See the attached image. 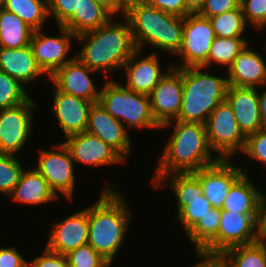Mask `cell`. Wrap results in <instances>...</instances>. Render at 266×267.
<instances>
[{
	"instance_id": "cell-43",
	"label": "cell",
	"mask_w": 266,
	"mask_h": 267,
	"mask_svg": "<svg viewBox=\"0 0 266 267\" xmlns=\"http://www.w3.org/2000/svg\"><path fill=\"white\" fill-rule=\"evenodd\" d=\"M28 262L16 247L0 248V267H28Z\"/></svg>"
},
{
	"instance_id": "cell-37",
	"label": "cell",
	"mask_w": 266,
	"mask_h": 267,
	"mask_svg": "<svg viewBox=\"0 0 266 267\" xmlns=\"http://www.w3.org/2000/svg\"><path fill=\"white\" fill-rule=\"evenodd\" d=\"M244 20L250 23L255 30H264L266 27V0H241Z\"/></svg>"
},
{
	"instance_id": "cell-2",
	"label": "cell",
	"mask_w": 266,
	"mask_h": 267,
	"mask_svg": "<svg viewBox=\"0 0 266 267\" xmlns=\"http://www.w3.org/2000/svg\"><path fill=\"white\" fill-rule=\"evenodd\" d=\"M122 194L105 184L99 200L88 206V244L111 264L124 243L132 214Z\"/></svg>"
},
{
	"instance_id": "cell-45",
	"label": "cell",
	"mask_w": 266,
	"mask_h": 267,
	"mask_svg": "<svg viewBox=\"0 0 266 267\" xmlns=\"http://www.w3.org/2000/svg\"><path fill=\"white\" fill-rule=\"evenodd\" d=\"M99 4L103 5L114 16L120 14L124 16L129 5L130 0H96Z\"/></svg>"
},
{
	"instance_id": "cell-28",
	"label": "cell",
	"mask_w": 266,
	"mask_h": 267,
	"mask_svg": "<svg viewBox=\"0 0 266 267\" xmlns=\"http://www.w3.org/2000/svg\"><path fill=\"white\" fill-rule=\"evenodd\" d=\"M221 209L212 208L188 233L195 245V253L216 257V235L220 225Z\"/></svg>"
},
{
	"instance_id": "cell-13",
	"label": "cell",
	"mask_w": 266,
	"mask_h": 267,
	"mask_svg": "<svg viewBox=\"0 0 266 267\" xmlns=\"http://www.w3.org/2000/svg\"><path fill=\"white\" fill-rule=\"evenodd\" d=\"M182 95V68L169 64L165 75L149 94L152 113L160 127L178 118Z\"/></svg>"
},
{
	"instance_id": "cell-3",
	"label": "cell",
	"mask_w": 266,
	"mask_h": 267,
	"mask_svg": "<svg viewBox=\"0 0 266 267\" xmlns=\"http://www.w3.org/2000/svg\"><path fill=\"white\" fill-rule=\"evenodd\" d=\"M112 17L106 24L76 36L84 45L76 57L96 72L122 70L123 65L137 50L127 19L115 22Z\"/></svg>"
},
{
	"instance_id": "cell-35",
	"label": "cell",
	"mask_w": 266,
	"mask_h": 267,
	"mask_svg": "<svg viewBox=\"0 0 266 267\" xmlns=\"http://www.w3.org/2000/svg\"><path fill=\"white\" fill-rule=\"evenodd\" d=\"M24 170L16 155L0 154V193L8 197Z\"/></svg>"
},
{
	"instance_id": "cell-25",
	"label": "cell",
	"mask_w": 266,
	"mask_h": 267,
	"mask_svg": "<svg viewBox=\"0 0 266 267\" xmlns=\"http://www.w3.org/2000/svg\"><path fill=\"white\" fill-rule=\"evenodd\" d=\"M8 197L18 203L30 205H41L58 200L47 181L34 168L23 171L19 182Z\"/></svg>"
},
{
	"instance_id": "cell-44",
	"label": "cell",
	"mask_w": 266,
	"mask_h": 267,
	"mask_svg": "<svg viewBox=\"0 0 266 267\" xmlns=\"http://www.w3.org/2000/svg\"><path fill=\"white\" fill-rule=\"evenodd\" d=\"M256 234L258 241H266V195L262 191L258 202Z\"/></svg>"
},
{
	"instance_id": "cell-40",
	"label": "cell",
	"mask_w": 266,
	"mask_h": 267,
	"mask_svg": "<svg viewBox=\"0 0 266 267\" xmlns=\"http://www.w3.org/2000/svg\"><path fill=\"white\" fill-rule=\"evenodd\" d=\"M240 2L241 0H205L198 14L210 18L239 7Z\"/></svg>"
},
{
	"instance_id": "cell-17",
	"label": "cell",
	"mask_w": 266,
	"mask_h": 267,
	"mask_svg": "<svg viewBox=\"0 0 266 267\" xmlns=\"http://www.w3.org/2000/svg\"><path fill=\"white\" fill-rule=\"evenodd\" d=\"M257 214H241L221 210L220 225L216 235V257L225 250L258 241Z\"/></svg>"
},
{
	"instance_id": "cell-47",
	"label": "cell",
	"mask_w": 266,
	"mask_h": 267,
	"mask_svg": "<svg viewBox=\"0 0 266 267\" xmlns=\"http://www.w3.org/2000/svg\"><path fill=\"white\" fill-rule=\"evenodd\" d=\"M183 1L189 13H198L205 2V0H183Z\"/></svg>"
},
{
	"instance_id": "cell-15",
	"label": "cell",
	"mask_w": 266,
	"mask_h": 267,
	"mask_svg": "<svg viewBox=\"0 0 266 267\" xmlns=\"http://www.w3.org/2000/svg\"><path fill=\"white\" fill-rule=\"evenodd\" d=\"M63 143L76 163L99 167L126 162L112 147L87 131L70 135Z\"/></svg>"
},
{
	"instance_id": "cell-10",
	"label": "cell",
	"mask_w": 266,
	"mask_h": 267,
	"mask_svg": "<svg viewBox=\"0 0 266 267\" xmlns=\"http://www.w3.org/2000/svg\"><path fill=\"white\" fill-rule=\"evenodd\" d=\"M55 148L58 150L55 151ZM54 149L51 151L39 149L38 164L34 169L47 181L49 188L58 199L63 194L73 202L76 182L74 161L63 142L55 145Z\"/></svg>"
},
{
	"instance_id": "cell-24",
	"label": "cell",
	"mask_w": 266,
	"mask_h": 267,
	"mask_svg": "<svg viewBox=\"0 0 266 267\" xmlns=\"http://www.w3.org/2000/svg\"><path fill=\"white\" fill-rule=\"evenodd\" d=\"M0 70L19 81L24 87L46 75L38 66L30 45L22 48L0 47Z\"/></svg>"
},
{
	"instance_id": "cell-9",
	"label": "cell",
	"mask_w": 266,
	"mask_h": 267,
	"mask_svg": "<svg viewBox=\"0 0 266 267\" xmlns=\"http://www.w3.org/2000/svg\"><path fill=\"white\" fill-rule=\"evenodd\" d=\"M215 33L209 18L198 13H189L184 17L181 46L175 54L181 60L175 68L201 67L207 62L210 46Z\"/></svg>"
},
{
	"instance_id": "cell-27",
	"label": "cell",
	"mask_w": 266,
	"mask_h": 267,
	"mask_svg": "<svg viewBox=\"0 0 266 267\" xmlns=\"http://www.w3.org/2000/svg\"><path fill=\"white\" fill-rule=\"evenodd\" d=\"M248 170L232 185L221 210L241 214H257L258 202L261 195L249 178Z\"/></svg>"
},
{
	"instance_id": "cell-48",
	"label": "cell",
	"mask_w": 266,
	"mask_h": 267,
	"mask_svg": "<svg viewBox=\"0 0 266 267\" xmlns=\"http://www.w3.org/2000/svg\"><path fill=\"white\" fill-rule=\"evenodd\" d=\"M202 267H225L217 257L202 255Z\"/></svg>"
},
{
	"instance_id": "cell-19",
	"label": "cell",
	"mask_w": 266,
	"mask_h": 267,
	"mask_svg": "<svg viewBox=\"0 0 266 267\" xmlns=\"http://www.w3.org/2000/svg\"><path fill=\"white\" fill-rule=\"evenodd\" d=\"M97 73L83 64L76 56L59 68L48 80L62 92L97 103L100 90H97L91 74Z\"/></svg>"
},
{
	"instance_id": "cell-31",
	"label": "cell",
	"mask_w": 266,
	"mask_h": 267,
	"mask_svg": "<svg viewBox=\"0 0 266 267\" xmlns=\"http://www.w3.org/2000/svg\"><path fill=\"white\" fill-rule=\"evenodd\" d=\"M2 8L16 14L34 31L42 29L49 18L47 0H5Z\"/></svg>"
},
{
	"instance_id": "cell-46",
	"label": "cell",
	"mask_w": 266,
	"mask_h": 267,
	"mask_svg": "<svg viewBox=\"0 0 266 267\" xmlns=\"http://www.w3.org/2000/svg\"><path fill=\"white\" fill-rule=\"evenodd\" d=\"M266 87V84L264 85ZM261 94L258 91V101H259V109H260V116L262 119V124L264 128H266V89L262 91Z\"/></svg>"
},
{
	"instance_id": "cell-23",
	"label": "cell",
	"mask_w": 266,
	"mask_h": 267,
	"mask_svg": "<svg viewBox=\"0 0 266 267\" xmlns=\"http://www.w3.org/2000/svg\"><path fill=\"white\" fill-rule=\"evenodd\" d=\"M266 62L264 57L247 45L227 69L228 85L257 88L266 84Z\"/></svg>"
},
{
	"instance_id": "cell-7",
	"label": "cell",
	"mask_w": 266,
	"mask_h": 267,
	"mask_svg": "<svg viewBox=\"0 0 266 267\" xmlns=\"http://www.w3.org/2000/svg\"><path fill=\"white\" fill-rule=\"evenodd\" d=\"M154 187L173 190L177 198L176 218L181 226L183 225L186 234L213 208L203 195L204 191L199 179L192 172L168 174L163 176Z\"/></svg>"
},
{
	"instance_id": "cell-50",
	"label": "cell",
	"mask_w": 266,
	"mask_h": 267,
	"mask_svg": "<svg viewBox=\"0 0 266 267\" xmlns=\"http://www.w3.org/2000/svg\"><path fill=\"white\" fill-rule=\"evenodd\" d=\"M5 0H0V8L3 7Z\"/></svg>"
},
{
	"instance_id": "cell-51",
	"label": "cell",
	"mask_w": 266,
	"mask_h": 267,
	"mask_svg": "<svg viewBox=\"0 0 266 267\" xmlns=\"http://www.w3.org/2000/svg\"><path fill=\"white\" fill-rule=\"evenodd\" d=\"M264 248H265V254H266V241H264Z\"/></svg>"
},
{
	"instance_id": "cell-36",
	"label": "cell",
	"mask_w": 266,
	"mask_h": 267,
	"mask_svg": "<svg viewBox=\"0 0 266 267\" xmlns=\"http://www.w3.org/2000/svg\"><path fill=\"white\" fill-rule=\"evenodd\" d=\"M65 256L69 267H111L112 265L88 243L71 250Z\"/></svg>"
},
{
	"instance_id": "cell-4",
	"label": "cell",
	"mask_w": 266,
	"mask_h": 267,
	"mask_svg": "<svg viewBox=\"0 0 266 267\" xmlns=\"http://www.w3.org/2000/svg\"><path fill=\"white\" fill-rule=\"evenodd\" d=\"M124 17L127 19L136 49L145 45L175 55L180 46L184 17L166 13L137 0H130Z\"/></svg>"
},
{
	"instance_id": "cell-14",
	"label": "cell",
	"mask_w": 266,
	"mask_h": 267,
	"mask_svg": "<svg viewBox=\"0 0 266 267\" xmlns=\"http://www.w3.org/2000/svg\"><path fill=\"white\" fill-rule=\"evenodd\" d=\"M220 159L213 165L192 172L203 187V195L213 208L221 209L232 185L244 174L242 166Z\"/></svg>"
},
{
	"instance_id": "cell-41",
	"label": "cell",
	"mask_w": 266,
	"mask_h": 267,
	"mask_svg": "<svg viewBox=\"0 0 266 267\" xmlns=\"http://www.w3.org/2000/svg\"><path fill=\"white\" fill-rule=\"evenodd\" d=\"M44 249L40 257H34L32 261L28 262V267H69L65 255L52 252L46 247Z\"/></svg>"
},
{
	"instance_id": "cell-38",
	"label": "cell",
	"mask_w": 266,
	"mask_h": 267,
	"mask_svg": "<svg viewBox=\"0 0 266 267\" xmlns=\"http://www.w3.org/2000/svg\"><path fill=\"white\" fill-rule=\"evenodd\" d=\"M242 153L266 167V128L246 137Z\"/></svg>"
},
{
	"instance_id": "cell-29",
	"label": "cell",
	"mask_w": 266,
	"mask_h": 267,
	"mask_svg": "<svg viewBox=\"0 0 266 267\" xmlns=\"http://www.w3.org/2000/svg\"><path fill=\"white\" fill-rule=\"evenodd\" d=\"M33 32L16 14L0 8V47L22 48L30 45Z\"/></svg>"
},
{
	"instance_id": "cell-49",
	"label": "cell",
	"mask_w": 266,
	"mask_h": 267,
	"mask_svg": "<svg viewBox=\"0 0 266 267\" xmlns=\"http://www.w3.org/2000/svg\"><path fill=\"white\" fill-rule=\"evenodd\" d=\"M198 259L200 258L201 260L199 262L194 263L193 267H202V255L201 254H195Z\"/></svg>"
},
{
	"instance_id": "cell-12",
	"label": "cell",
	"mask_w": 266,
	"mask_h": 267,
	"mask_svg": "<svg viewBox=\"0 0 266 267\" xmlns=\"http://www.w3.org/2000/svg\"><path fill=\"white\" fill-rule=\"evenodd\" d=\"M59 36H46L42 29L32 34L30 46L38 66L51 77L59 68L73 60L67 54L76 35L64 26H58ZM72 39V40H71ZM68 58V59H66Z\"/></svg>"
},
{
	"instance_id": "cell-26",
	"label": "cell",
	"mask_w": 266,
	"mask_h": 267,
	"mask_svg": "<svg viewBox=\"0 0 266 267\" xmlns=\"http://www.w3.org/2000/svg\"><path fill=\"white\" fill-rule=\"evenodd\" d=\"M114 15L96 0H78L77 11L62 25L76 36L98 29Z\"/></svg>"
},
{
	"instance_id": "cell-32",
	"label": "cell",
	"mask_w": 266,
	"mask_h": 267,
	"mask_svg": "<svg viewBox=\"0 0 266 267\" xmlns=\"http://www.w3.org/2000/svg\"><path fill=\"white\" fill-rule=\"evenodd\" d=\"M249 44L246 38H220L215 37L207 58V62L202 66L205 69L215 65H223L228 69L235 57Z\"/></svg>"
},
{
	"instance_id": "cell-8",
	"label": "cell",
	"mask_w": 266,
	"mask_h": 267,
	"mask_svg": "<svg viewBox=\"0 0 266 267\" xmlns=\"http://www.w3.org/2000/svg\"><path fill=\"white\" fill-rule=\"evenodd\" d=\"M207 138L211 150L219 159L232 160L244 149L246 137L239 129L232 108L225 100L209 115L206 122Z\"/></svg>"
},
{
	"instance_id": "cell-30",
	"label": "cell",
	"mask_w": 266,
	"mask_h": 267,
	"mask_svg": "<svg viewBox=\"0 0 266 267\" xmlns=\"http://www.w3.org/2000/svg\"><path fill=\"white\" fill-rule=\"evenodd\" d=\"M217 258L225 267H266L264 241L229 248Z\"/></svg>"
},
{
	"instance_id": "cell-16",
	"label": "cell",
	"mask_w": 266,
	"mask_h": 267,
	"mask_svg": "<svg viewBox=\"0 0 266 267\" xmlns=\"http://www.w3.org/2000/svg\"><path fill=\"white\" fill-rule=\"evenodd\" d=\"M48 250L66 255L71 250L88 243V207L71 214L50 228Z\"/></svg>"
},
{
	"instance_id": "cell-21",
	"label": "cell",
	"mask_w": 266,
	"mask_h": 267,
	"mask_svg": "<svg viewBox=\"0 0 266 267\" xmlns=\"http://www.w3.org/2000/svg\"><path fill=\"white\" fill-rule=\"evenodd\" d=\"M258 88L228 85L226 101L232 108L239 129L245 137L264 129L260 116Z\"/></svg>"
},
{
	"instance_id": "cell-11",
	"label": "cell",
	"mask_w": 266,
	"mask_h": 267,
	"mask_svg": "<svg viewBox=\"0 0 266 267\" xmlns=\"http://www.w3.org/2000/svg\"><path fill=\"white\" fill-rule=\"evenodd\" d=\"M36 108L37 103L29 98L16 107L0 110V154L15 155L26 145Z\"/></svg>"
},
{
	"instance_id": "cell-6",
	"label": "cell",
	"mask_w": 266,
	"mask_h": 267,
	"mask_svg": "<svg viewBox=\"0 0 266 267\" xmlns=\"http://www.w3.org/2000/svg\"><path fill=\"white\" fill-rule=\"evenodd\" d=\"M98 102L128 130L138 127L160 129L152 113L149 95L130 90L116 79L103 84Z\"/></svg>"
},
{
	"instance_id": "cell-42",
	"label": "cell",
	"mask_w": 266,
	"mask_h": 267,
	"mask_svg": "<svg viewBox=\"0 0 266 267\" xmlns=\"http://www.w3.org/2000/svg\"><path fill=\"white\" fill-rule=\"evenodd\" d=\"M140 3L156 7L161 11L180 17L189 14L183 0H137Z\"/></svg>"
},
{
	"instance_id": "cell-39",
	"label": "cell",
	"mask_w": 266,
	"mask_h": 267,
	"mask_svg": "<svg viewBox=\"0 0 266 267\" xmlns=\"http://www.w3.org/2000/svg\"><path fill=\"white\" fill-rule=\"evenodd\" d=\"M78 0H47L48 16L54 15L56 26H62L77 11Z\"/></svg>"
},
{
	"instance_id": "cell-20",
	"label": "cell",
	"mask_w": 266,
	"mask_h": 267,
	"mask_svg": "<svg viewBox=\"0 0 266 267\" xmlns=\"http://www.w3.org/2000/svg\"><path fill=\"white\" fill-rule=\"evenodd\" d=\"M53 112L65 137L86 131L93 102L60 91L54 84Z\"/></svg>"
},
{
	"instance_id": "cell-34",
	"label": "cell",
	"mask_w": 266,
	"mask_h": 267,
	"mask_svg": "<svg viewBox=\"0 0 266 267\" xmlns=\"http://www.w3.org/2000/svg\"><path fill=\"white\" fill-rule=\"evenodd\" d=\"M25 90L19 81L0 70V110L26 102L30 97Z\"/></svg>"
},
{
	"instance_id": "cell-33",
	"label": "cell",
	"mask_w": 266,
	"mask_h": 267,
	"mask_svg": "<svg viewBox=\"0 0 266 267\" xmlns=\"http://www.w3.org/2000/svg\"><path fill=\"white\" fill-rule=\"evenodd\" d=\"M216 37L220 38H244L243 33L246 30L241 5L233 10L223 14L215 15L209 18Z\"/></svg>"
},
{
	"instance_id": "cell-22",
	"label": "cell",
	"mask_w": 266,
	"mask_h": 267,
	"mask_svg": "<svg viewBox=\"0 0 266 267\" xmlns=\"http://www.w3.org/2000/svg\"><path fill=\"white\" fill-rule=\"evenodd\" d=\"M141 50H136L123 65L126 88L137 93L149 95L166 72H162L158 52L140 58Z\"/></svg>"
},
{
	"instance_id": "cell-5",
	"label": "cell",
	"mask_w": 266,
	"mask_h": 267,
	"mask_svg": "<svg viewBox=\"0 0 266 267\" xmlns=\"http://www.w3.org/2000/svg\"><path fill=\"white\" fill-rule=\"evenodd\" d=\"M203 70L202 66L182 68L183 95L176 120L206 124L212 111L225 101L227 73L219 77Z\"/></svg>"
},
{
	"instance_id": "cell-1",
	"label": "cell",
	"mask_w": 266,
	"mask_h": 267,
	"mask_svg": "<svg viewBox=\"0 0 266 267\" xmlns=\"http://www.w3.org/2000/svg\"><path fill=\"white\" fill-rule=\"evenodd\" d=\"M174 121L160 127L165 129L175 123V128L167 143L165 142L162 155L156 163L158 165L154 171L155 176H152L153 185L168 174L194 172L220 160L212 155L205 124Z\"/></svg>"
},
{
	"instance_id": "cell-18",
	"label": "cell",
	"mask_w": 266,
	"mask_h": 267,
	"mask_svg": "<svg viewBox=\"0 0 266 267\" xmlns=\"http://www.w3.org/2000/svg\"><path fill=\"white\" fill-rule=\"evenodd\" d=\"M86 131L100 138L126 161L132 147L128 129L113 118L99 102L93 103L90 108Z\"/></svg>"
}]
</instances>
